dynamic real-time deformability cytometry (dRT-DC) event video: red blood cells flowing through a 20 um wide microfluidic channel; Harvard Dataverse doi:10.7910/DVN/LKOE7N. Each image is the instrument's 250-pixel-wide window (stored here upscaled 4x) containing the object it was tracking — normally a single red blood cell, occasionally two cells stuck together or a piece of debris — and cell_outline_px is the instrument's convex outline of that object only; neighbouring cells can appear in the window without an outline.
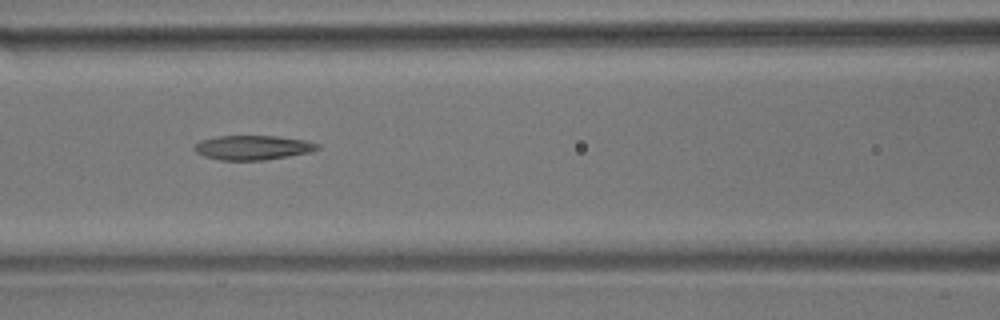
{"species": "common noctule bat (a hibernating species)", "species_latin": "Nyctalus noctula", "temperature_condition": "room temperature", "stored_images_in_passage": 8, "camera_frame_rate_fps": 3000, "um_per_image_px": 0.085, "animal": {"sex": "male", "body_mass_g": 17.9}, "frame": {"image": 1, "passage_image": 6, "time_ms": 5.667, "image_size_px": [1000, 320], "cell_outline_px": [[320, 148], [308, 152], [288, 156], [264, 160], [220, 160], [204, 156], [196, 152], [192, 148], [200, 140], [216, 136], [276, 136], [304, 140], [320, 144]], "centroid_in_image_um": [21.45, 12.54], "position_along_channel_um": 145.1, "area_um2": 17.46}}
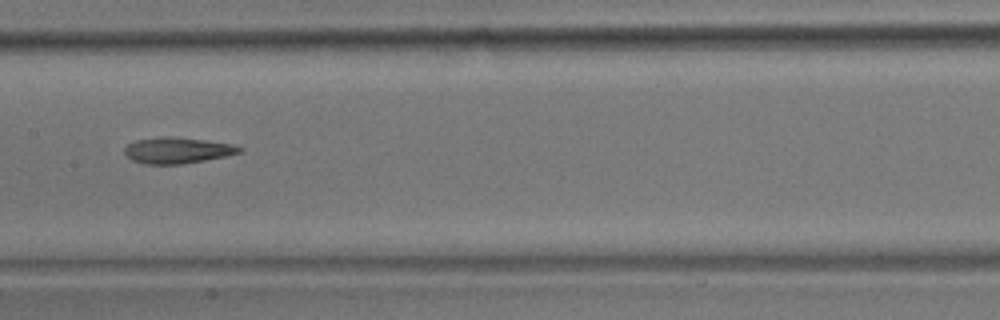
{"frame": {"image": 2, "passage_image": 7, "time_ms": 7.0, "image_size_px": [1000, 320], "cell_outline_px": [[244, 152], [204, 160], [180, 164], [148, 164], [132, 160], [124, 152], [124, 148], [128, 144], [136, 140], [160, 136], [168, 136], [204, 140], [232, 144], [244, 148]], "centroid_in_image_um": [15.09, 12.77], "position_along_channel_um": 192.3, "area_um2": 17.34}}